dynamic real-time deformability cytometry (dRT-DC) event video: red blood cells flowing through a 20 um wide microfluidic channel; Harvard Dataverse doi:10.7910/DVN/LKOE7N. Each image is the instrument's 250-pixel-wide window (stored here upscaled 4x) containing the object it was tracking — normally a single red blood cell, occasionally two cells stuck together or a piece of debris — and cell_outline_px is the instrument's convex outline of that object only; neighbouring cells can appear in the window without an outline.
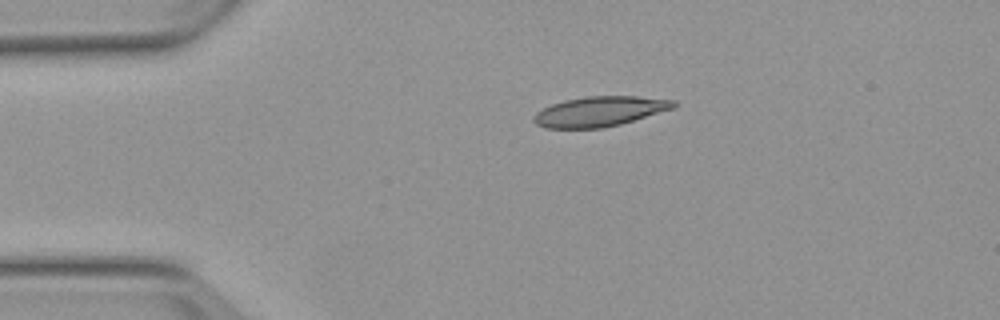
{"species": "Egyptian fruit bat (a non-hibernating species)", "species_latin": "Rousettus aegyptiacus", "temperature_condition": "warm", "stored_images_in_passage": 2, "camera_frame_rate_fps": 3000, "um_per_image_px": 0.085, "animal": {"sex": "female"}, "frame": {"image": 1, "passage_image": 1, "time_ms": 0.0, "image_size_px": [1000, 320], "cell_outline_px": [[680, 104], [676, 108], [620, 124], [604, 128], [544, 128], [536, 124], [532, 120], [532, 116], [536, 112], [552, 104], [564, 100], [588, 96], [636, 96], [676, 100]], "centroid_in_image_um": [51.01, 9.47], "position_along_channel_um": 34.0, "area_um2": 24.68}}